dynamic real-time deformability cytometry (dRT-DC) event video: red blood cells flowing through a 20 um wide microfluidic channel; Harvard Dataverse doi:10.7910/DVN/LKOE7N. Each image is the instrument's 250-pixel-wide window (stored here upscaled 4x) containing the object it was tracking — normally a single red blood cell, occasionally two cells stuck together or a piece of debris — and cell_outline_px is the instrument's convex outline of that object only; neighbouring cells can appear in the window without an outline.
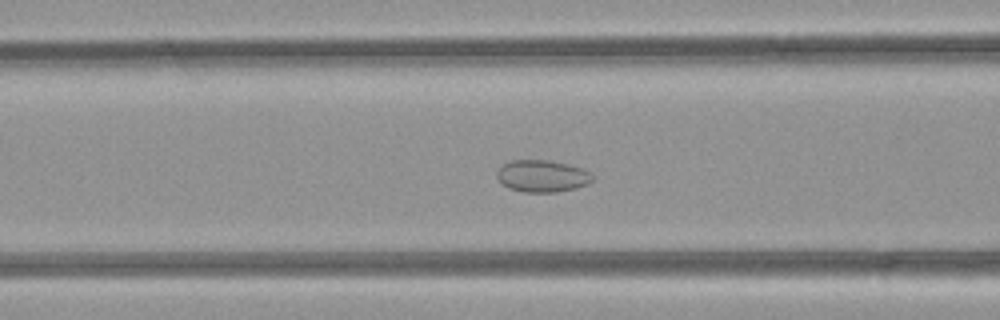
{"species": "common noctule bat (a hibernating species)", "species_latin": "Nyctalus noctula", "temperature_condition": "room temperature", "stored_images_in_passage": 42, "camera_frame_rate_fps": 3000, "um_per_image_px": 0.085, "animal": {"sex": "female", "body_mass_g": 21.9}, "frame": {"image": 1, "passage_image": 12, "time_ms": 3.667, "image_size_px": [1000, 320], "cell_outline_px": [[596, 176], [588, 184], [576, 188], [556, 192], [524, 192], [508, 188], [496, 176], [496, 172], [504, 164], [512, 160], [544, 160], [564, 164], [580, 168]], "centroid_in_image_um": [46.09, 14.98], "position_along_channel_um": 120.5, "area_um2": 17.57}}
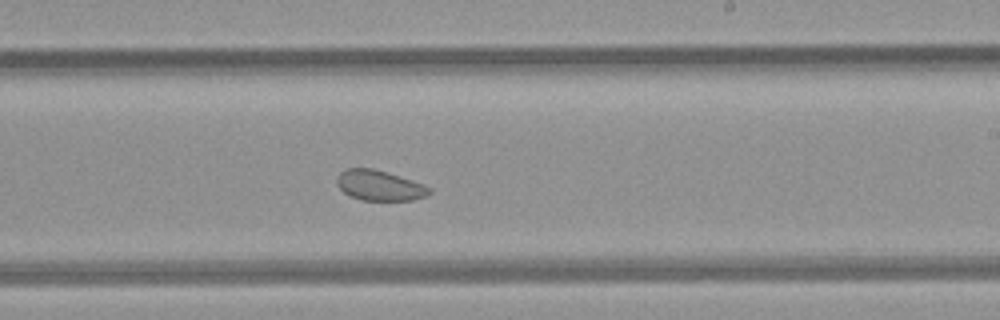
{"frame": {"image": 2, "passage_image": 22, "time_ms": 7.0, "image_size_px": [1000, 320], "cell_outline_px": [[432, 192], [424, 196], [412, 200], [364, 200], [348, 196], [336, 184], [336, 180], [340, 172], [348, 168], [372, 168], [412, 180], [424, 184], [432, 188]], "centroid_in_image_um": [32.25, 15.77], "position_along_channel_um": 256.8, "area_um2": 16.24}}
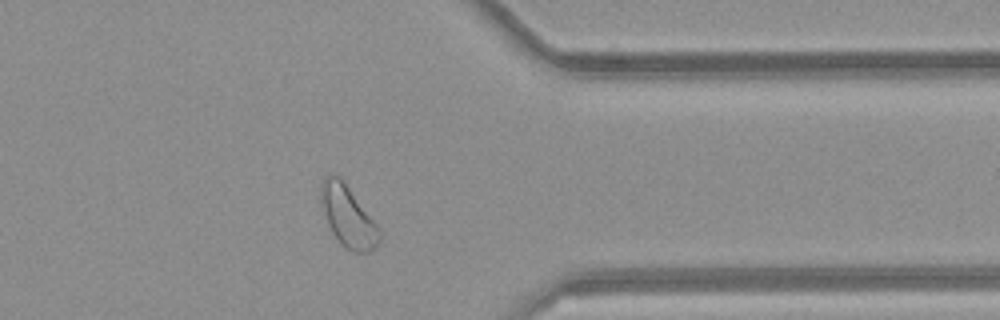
{"frame": {"image": 3, "passage_image": 32, "time_ms": 10.333, "image_size_px": [1000, 320], "cell_outline_px": [[380, 240], [376, 248], [368, 252], [352, 252], [344, 248], [332, 232], [328, 224], [320, 196], [320, 184], [324, 176], [328, 172], [332, 172], [340, 176], [380, 228]], "centroid_in_image_um": [29.57, 18.36], "position_along_channel_um": 381.8, "area_um2": 20.98}, "authors_computed_cell_mechanics": {"area_um2": 19.7098, "velocity_mm_per_s": 4.0939, "shape_relaxation_time_tau1_ms": null, "shape_relaxation_time_tau2_ms": 3.5516, "deformation_change_tau1": null, "deformation_change_tau2": 0.0659}}